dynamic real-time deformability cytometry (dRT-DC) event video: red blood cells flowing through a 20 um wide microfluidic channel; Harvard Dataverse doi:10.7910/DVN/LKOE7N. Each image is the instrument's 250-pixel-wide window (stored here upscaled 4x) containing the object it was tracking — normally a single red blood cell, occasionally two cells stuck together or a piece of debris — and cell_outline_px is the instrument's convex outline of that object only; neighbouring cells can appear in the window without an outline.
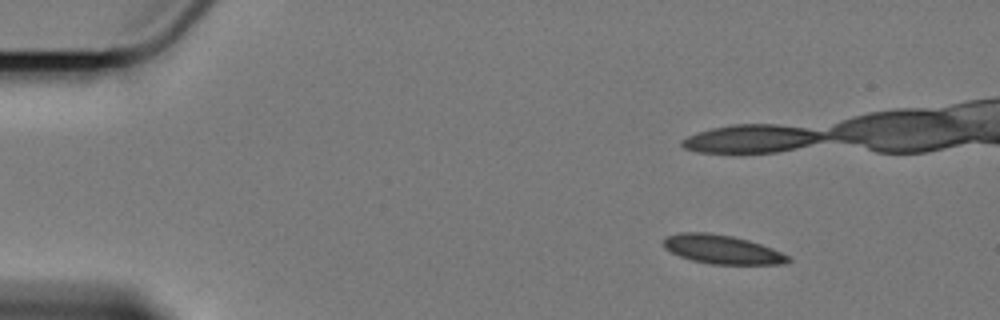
{"species": "Egyptian fruit bat (a non-hibernating species)", "species_latin": "Rousettus aegyptiacus", "temperature_condition": "cold", "stored_images_in_passage": 54, "camera_frame_rate_fps": 3000, "um_per_image_px": 0.085, "animal": {"sex": "female"}, "frame": {"image": 1, "passage_image": 9, "time_ms": 2.667, "image_size_px": [1000, 320], "cell_outline_px": [[792, 260], [784, 264], [712, 264], [692, 260], [680, 256], [664, 248], [664, 240], [668, 236], [680, 232], [708, 232], [732, 236], [748, 240], [772, 248], [788, 256]], "centroid_in_image_um": [61.38, 21.2], "position_along_channel_um": 23.6, "area_um2": 20.75}, "authors_computed_cell_mechanics": {"area_um2": 20.8947, "velocity_mm_per_s": 3.3957, "shape_relaxation_time_tau1_ms": null, "shape_relaxation_time_tau2_ms": 7.4499, "deformation_change_tau1": null, "deformation_change_tau2": 0.1229}}